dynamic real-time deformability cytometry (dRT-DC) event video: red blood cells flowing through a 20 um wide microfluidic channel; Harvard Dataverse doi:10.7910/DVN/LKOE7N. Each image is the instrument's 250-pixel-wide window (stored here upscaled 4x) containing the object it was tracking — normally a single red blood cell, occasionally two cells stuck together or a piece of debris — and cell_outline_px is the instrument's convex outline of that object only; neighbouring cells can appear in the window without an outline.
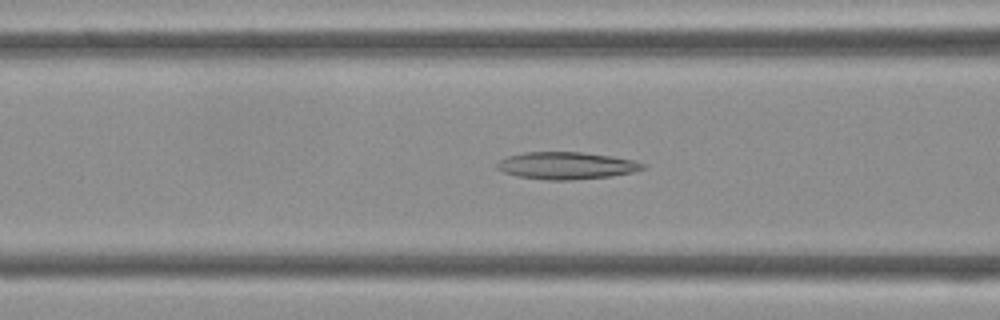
{"species": "Egyptian fruit bat (a non-hibernating species)", "species_latin": "Rousettus aegyptiacus", "temperature_condition": "cold", "stored_images_in_passage": 44, "camera_frame_rate_fps": 3000, "um_per_image_px": 0.085, "frame": {"image": 1, "passage_image": 17, "time_ms": 5.333, "image_size_px": [1000, 320], "cell_outline_px": [[648, 164], [644, 168], [632, 172], [608, 176], [572, 180], [544, 180], [520, 176], [504, 172], [496, 168], [496, 164], [500, 160], [508, 156], [524, 152], [580, 152], [612, 156], [632, 160]], "centroid_in_image_um": [48.14, 14.07], "position_along_channel_um": 118.5, "area_um2": 22.95}}
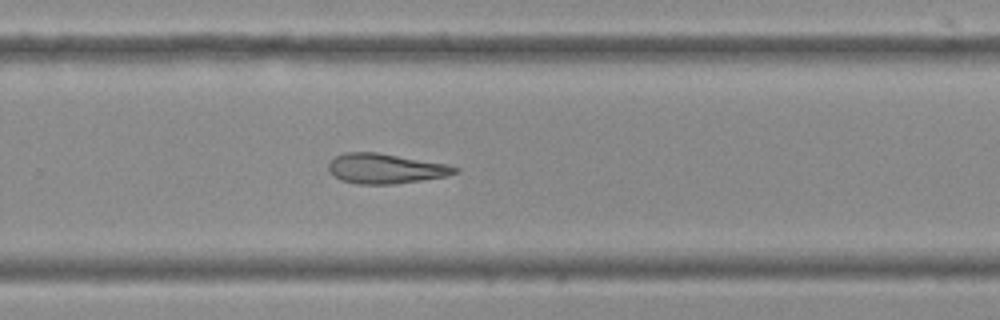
{"frame": {"image": 2, "passage_image": 29, "time_ms": 9.333, "image_size_px": [1000, 320], "cell_outline_px": [[460, 172], [444, 176], [396, 184], [356, 184], [340, 180], [328, 168], [328, 164], [336, 156], [344, 152], [376, 152], [448, 164], [460, 168]], "centroid_in_image_um": [32.79, 14.33], "position_along_channel_um": 297.0, "area_um2": 21.96}}
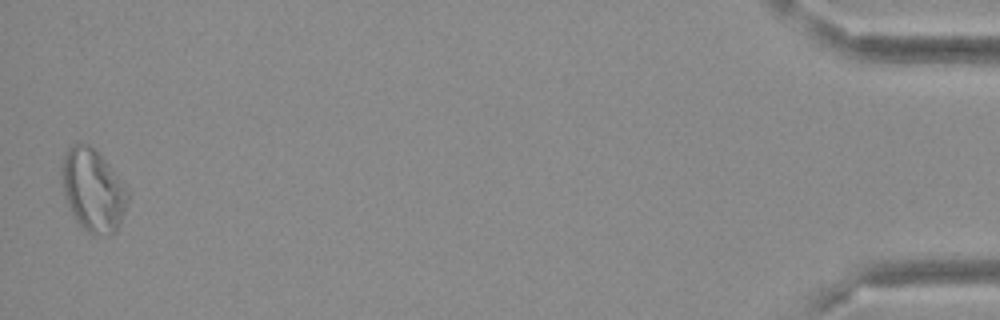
{"frame": {"image": 3, "passage_image": 44, "time_ms": 14.333, "image_size_px": [1000, 320], "cell_outline_px": [[128, 200], [120, 224], [116, 232], [108, 236], [92, 236], [76, 220], [68, 208], [64, 196], [60, 172], [60, 168], [64, 152], [72, 144], [88, 144], [108, 164], [128, 188]], "centroid_in_image_um": [7.88, 16.2], "position_along_channel_um": 427.3, "area_um2": 32.02}}